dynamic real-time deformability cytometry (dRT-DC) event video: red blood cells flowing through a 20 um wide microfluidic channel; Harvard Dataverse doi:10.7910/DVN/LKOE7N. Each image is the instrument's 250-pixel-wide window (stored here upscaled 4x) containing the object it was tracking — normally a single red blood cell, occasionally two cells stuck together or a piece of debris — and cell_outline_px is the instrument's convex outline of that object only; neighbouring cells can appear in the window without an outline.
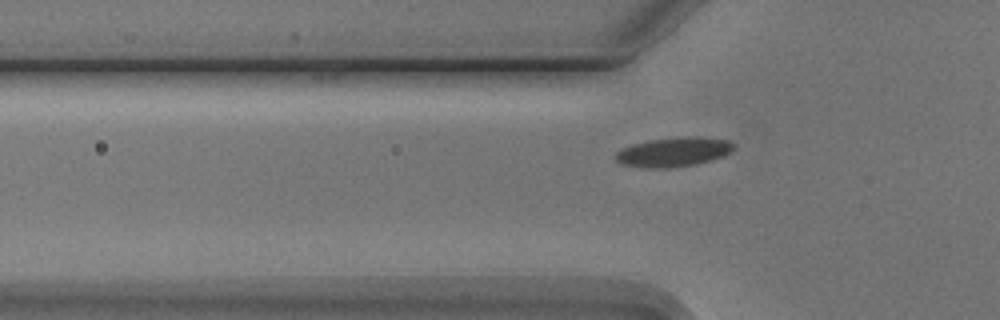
{"species": "Egyptian fruit bat (a non-hibernating species)", "species_latin": "Rousettus aegyptiacus", "temperature_condition": "cold", "stored_images_in_passage": 3, "segment_of_instrument_passage": [2, 2], "camera_frame_rate_fps": 3000, "um_per_image_px": 0.085, "animal": {"sex": "male"}, "frame": {"image": 1, "passage_image": 3, "time_ms": 3.333, "image_size_px": [1000, 320], "cell_outline_px": [[732, 148], [724, 156], [712, 160], [696, 164], [668, 168], [644, 168], [620, 164], [616, 160], [616, 152], [620, 148], [632, 144], [648, 140], [684, 136], [700, 136], [728, 140], [732, 144]], "centroid_in_image_um": [57.2, 12.92], "position_along_channel_um": 68.6, "area_um2": 20.35}}